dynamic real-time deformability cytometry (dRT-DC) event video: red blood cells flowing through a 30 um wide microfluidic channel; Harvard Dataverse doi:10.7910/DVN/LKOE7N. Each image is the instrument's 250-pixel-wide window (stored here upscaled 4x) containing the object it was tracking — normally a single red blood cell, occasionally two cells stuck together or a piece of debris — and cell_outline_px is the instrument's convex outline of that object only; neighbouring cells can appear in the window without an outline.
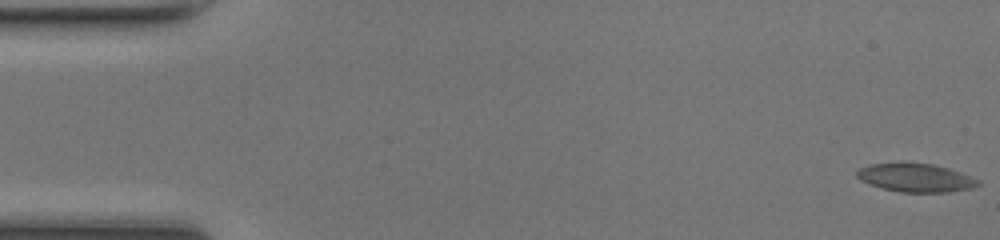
{"species": "common noctule bat (a hibernating species)", "species_latin": "Nyctalus noctula", "temperature_condition": "room temperature", "stored_images_in_passage": 48, "camera_frame_rate_fps": 3000, "um_per_image_px": 0.085, "animal": {"sex": "female", "body_mass_g": 17.0, "forearm_length_mm": 48.0}, "frame": {"image": 1, "passage_image": 1, "time_ms": 0.0, "image_size_px": [1000, 240], "cell_outline_px": [[980, 184], [976, 188], [948, 192], [900, 192], [884, 188], [860, 180], [856, 176], [856, 172], [860, 168], [868, 164], [900, 160], [904, 160], [932, 164], [948, 168], [960, 172], [980, 180]], "centroid_in_image_um": [77.83, 15.06], "position_along_channel_um": 7.2, "area_um2": 20.69}}
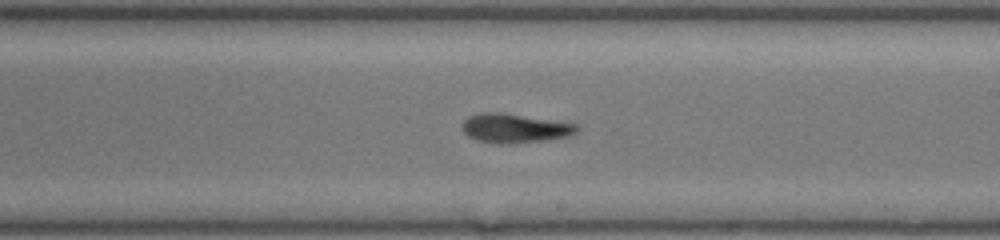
{"frame": {"image": 2, "passage_image": 28, "time_ms": 9.0, "image_size_px": [1000, 240], "cell_outline_px": [[580, 128], [572, 136], [544, 140], [508, 144], [496, 144], [476, 140], [468, 136], [464, 132], [464, 120], [468, 116], [480, 112], [500, 112], [576, 124]], "centroid_in_image_um": [43.75, 10.91], "position_along_channel_um": 245.3, "area_um2": 19.42}}
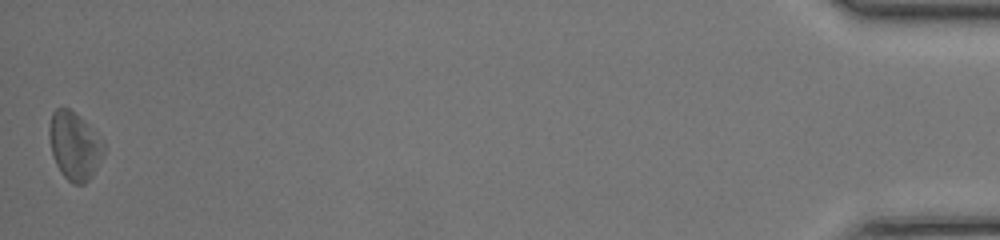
{"frame": {"image": 3, "passage_image": 48, "time_ms": 15.667, "image_size_px": [1000, 240], "cell_outline_px": [[104, 152], [92, 176], [84, 184], [72, 184], [60, 172], [56, 164], [52, 152], [48, 132], [48, 128], [52, 112], [56, 108], [68, 108], [80, 116], [84, 120], [104, 144]], "centroid_in_image_um": [6.3, 12.4], "position_along_channel_um": 428.9, "area_um2": 21.33}, "authors_computed_cell_mechanics": {"area_um2": 19.7676, "velocity_mm_per_s": 4.3034, "shape_relaxation_time_tau1_ms": 3.181, "shape_relaxation_time_tau2_ms": 3.0668, "deformation_change_tau1": 0.1311, "deformation_change_tau2": 0.1241}}